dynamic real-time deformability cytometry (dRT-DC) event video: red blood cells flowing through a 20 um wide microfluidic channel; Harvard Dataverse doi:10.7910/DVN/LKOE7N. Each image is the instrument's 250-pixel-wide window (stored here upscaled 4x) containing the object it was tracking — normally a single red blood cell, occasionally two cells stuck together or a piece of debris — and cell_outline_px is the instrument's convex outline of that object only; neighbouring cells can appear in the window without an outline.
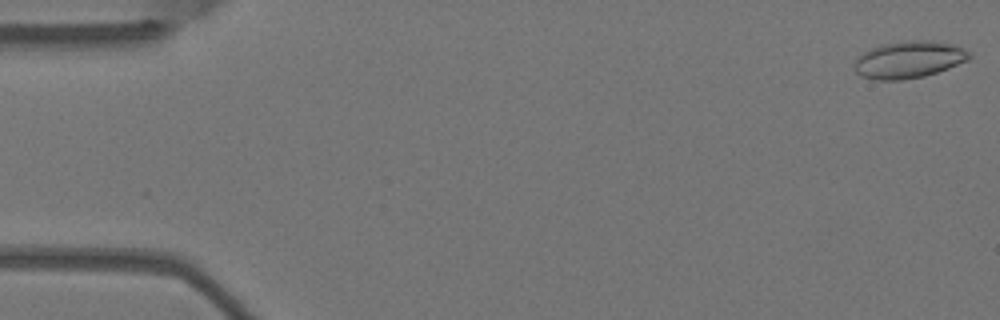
{"species": "Egyptian fruit bat (a non-hibernating species)", "species_latin": "Rousettus aegyptiacus", "temperature_condition": "warm", "stored_images_in_passage": 6, "camera_frame_rate_fps": 3000, "um_per_image_px": 0.085, "animal": {"sex": "female"}, "frame": {"image": 1, "passage_image": 1, "time_ms": 0.0, "image_size_px": [1000, 320], "cell_outline_px": [[972, 56], [968, 60], [948, 68], [924, 76], [900, 80], [876, 80], [860, 76], [856, 72], [856, 60], [864, 52], [880, 44], [904, 40], [932, 40], [952, 44], [968, 52]], "centroid_in_image_um": [77.25, 5.06], "position_along_channel_um": 7.8, "area_um2": 24.62}}